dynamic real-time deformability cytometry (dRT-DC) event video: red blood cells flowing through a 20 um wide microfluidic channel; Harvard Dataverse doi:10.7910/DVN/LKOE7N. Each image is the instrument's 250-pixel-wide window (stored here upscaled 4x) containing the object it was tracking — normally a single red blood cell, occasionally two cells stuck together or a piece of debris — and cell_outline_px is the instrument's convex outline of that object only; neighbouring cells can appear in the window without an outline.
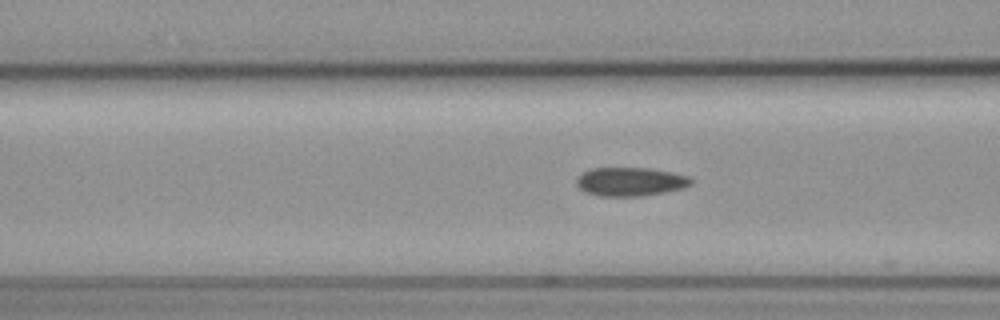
{"species": "common noctule bat (a hibernating species)", "species_latin": "Nyctalus noctula", "temperature_condition": "cold", "stored_images_in_passage": 11, "camera_frame_rate_fps": 3000, "um_per_image_px": 0.085, "animal": {"sex": "female", "body_mass_g": 19.3, "forearm_length_mm": 54.1}, "frame": {"image": 1, "passage_image": 8, "time_ms": 2.333, "image_size_px": [1000, 320], "cell_outline_px": [[692, 184], [684, 188], [664, 192], [640, 196], [600, 196], [584, 192], [576, 184], [576, 180], [584, 172], [592, 168], [648, 168], [672, 172], [692, 176]], "centroid_in_image_um": [53.62, 15.44], "position_along_channel_um": 113.0, "area_um2": 19.19}}